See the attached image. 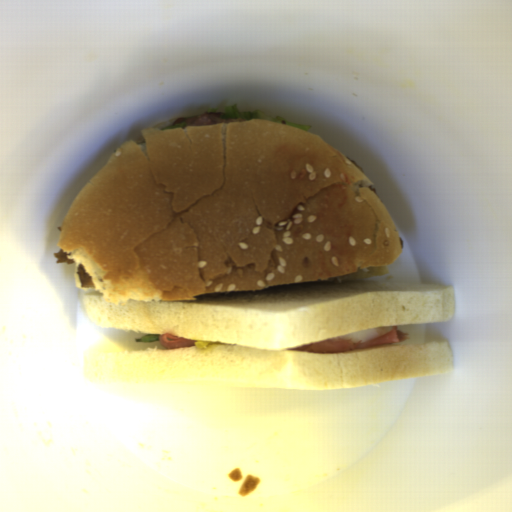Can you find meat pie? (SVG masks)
Listing matches in <instances>:
<instances>
[{"instance_id": "meat-pie-1", "label": "meat pie", "mask_w": 512, "mask_h": 512, "mask_svg": "<svg viewBox=\"0 0 512 512\" xmlns=\"http://www.w3.org/2000/svg\"><path fill=\"white\" fill-rule=\"evenodd\" d=\"M224 113L207 112L190 118H179L172 122V125L184 123L185 125H214L227 122H245L250 120L241 117H221Z\"/></svg>"}, {"instance_id": "meat-pie-2", "label": "meat pie", "mask_w": 512, "mask_h": 512, "mask_svg": "<svg viewBox=\"0 0 512 512\" xmlns=\"http://www.w3.org/2000/svg\"><path fill=\"white\" fill-rule=\"evenodd\" d=\"M76 272L81 280L82 288L95 289L96 285L92 279V276L86 272V268L82 263H78Z\"/></svg>"}, {"instance_id": "meat-pie-3", "label": "meat pie", "mask_w": 512, "mask_h": 512, "mask_svg": "<svg viewBox=\"0 0 512 512\" xmlns=\"http://www.w3.org/2000/svg\"><path fill=\"white\" fill-rule=\"evenodd\" d=\"M53 255L54 257L58 258V260H56V263H68L70 265L75 263L76 261L74 259L68 258L67 256H71V253H65L63 252V249H60L58 252H54Z\"/></svg>"}]
</instances>
